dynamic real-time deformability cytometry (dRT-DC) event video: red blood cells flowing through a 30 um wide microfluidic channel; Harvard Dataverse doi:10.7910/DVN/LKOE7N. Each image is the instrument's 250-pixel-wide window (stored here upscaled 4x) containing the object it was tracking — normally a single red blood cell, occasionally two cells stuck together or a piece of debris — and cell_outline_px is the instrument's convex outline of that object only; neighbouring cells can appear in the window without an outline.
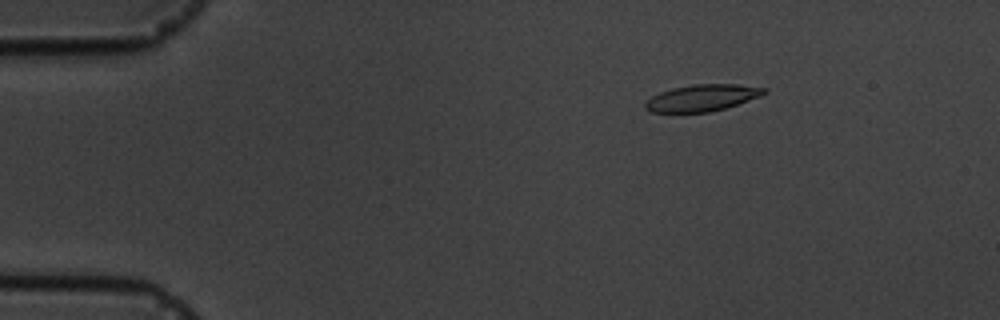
{"species": "common noctule bat (a hibernating species)", "species_latin": "Nyctalus noctula", "temperature_condition": "cold", "stored_images_in_passage": 9, "camera_frame_rate_fps": 3000, "um_per_image_px": 0.085, "animal": {"sex": "male", "body_mass_g": 19.5, "forearm_length_mm": 54.6}, "frame": {"image": 1, "passage_image": 3, "time_ms": 2.333, "image_size_px": [1000, 320], "cell_outline_px": [[768, 92], [760, 96], [724, 108], [708, 112], [652, 112], [644, 108], [644, 104], [652, 96], [660, 92], [672, 88], [692, 84], [736, 84], [768, 88]], "centroid_in_image_um": [59.68, 8.3], "position_along_channel_um": 25.3, "area_um2": 18.32}}
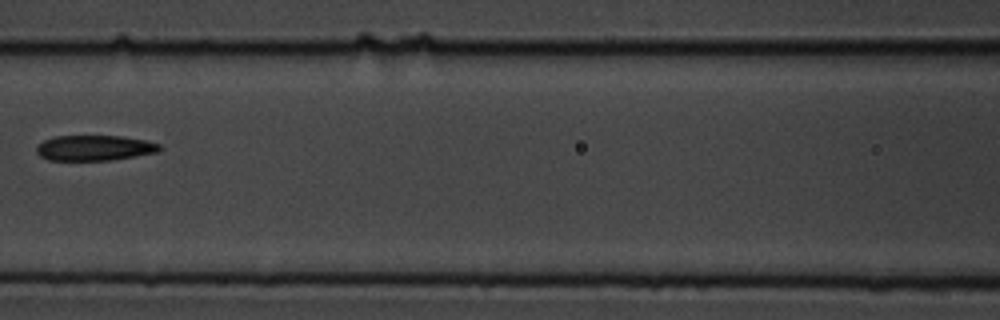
{"frame": {"image": 2, "passage_image": 7, "time_ms": 8.0, "image_size_px": [1000, 320], "cell_outline_px": [[160, 152], [112, 160], [48, 160], [40, 156], [36, 152], [36, 144], [52, 136], [120, 136], [144, 140], [160, 144]], "centroid_in_image_um": [8.0, 12.57], "position_along_channel_um": 158.6, "area_um2": 18.32}}
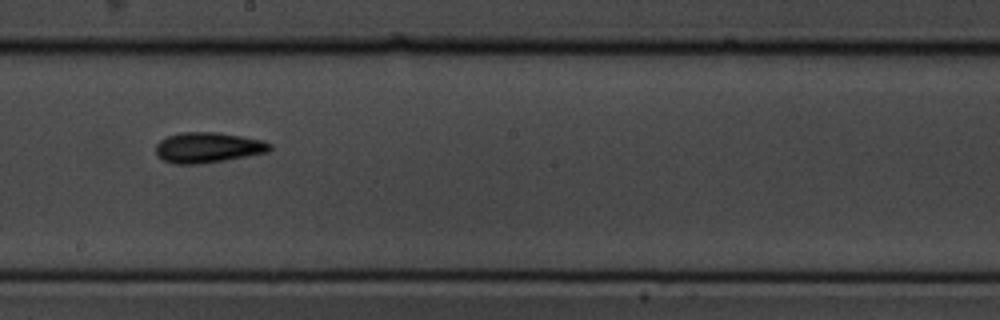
{"frame": {"image": 3, "passage_image": 9, "time_ms": 10.0, "image_size_px": [1000, 320], "cell_outline_px": [[272, 148], [268, 152], [224, 160], [196, 164], [172, 164], [156, 156], [156, 144], [160, 140], [168, 136], [180, 132], [216, 132], [264, 140], [272, 144]], "centroid_in_image_um": [17.66, 12.54], "position_along_channel_um": 230.5, "area_um2": 20.23}}